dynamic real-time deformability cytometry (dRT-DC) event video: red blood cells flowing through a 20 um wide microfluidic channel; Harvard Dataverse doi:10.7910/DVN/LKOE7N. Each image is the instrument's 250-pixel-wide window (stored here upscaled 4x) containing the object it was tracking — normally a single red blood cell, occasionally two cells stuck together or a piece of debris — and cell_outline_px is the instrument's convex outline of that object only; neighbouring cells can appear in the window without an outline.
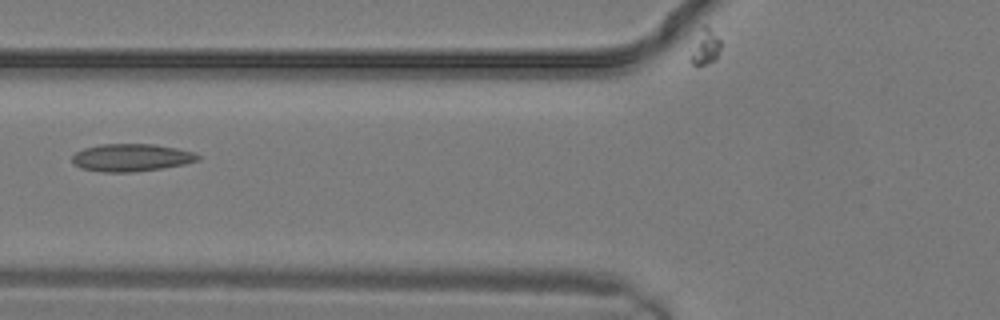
{"species": "common noctule bat (a hibernating species)", "species_latin": "Nyctalus noctula", "temperature_condition": "warm", "stored_images_in_passage": 5, "camera_frame_rate_fps": 3000, "um_per_image_px": 0.085, "animal": {"sex": "male", "body_mass_g": 19.2, "forearm_length_mm": 51.8}, "frame": {"image": 1, "passage_image": 3, "time_ms": 0.667, "image_size_px": [1000, 320], "cell_outline_px": [[200, 160], [184, 164], [136, 172], [104, 172], [80, 168], [72, 160], [72, 156], [76, 152], [84, 148], [100, 144], [156, 144], [176, 148], [192, 152], [200, 156]], "centroid_in_image_um": [11.16, 13.39], "position_along_channel_um": 114.6, "area_um2": 20.11}}